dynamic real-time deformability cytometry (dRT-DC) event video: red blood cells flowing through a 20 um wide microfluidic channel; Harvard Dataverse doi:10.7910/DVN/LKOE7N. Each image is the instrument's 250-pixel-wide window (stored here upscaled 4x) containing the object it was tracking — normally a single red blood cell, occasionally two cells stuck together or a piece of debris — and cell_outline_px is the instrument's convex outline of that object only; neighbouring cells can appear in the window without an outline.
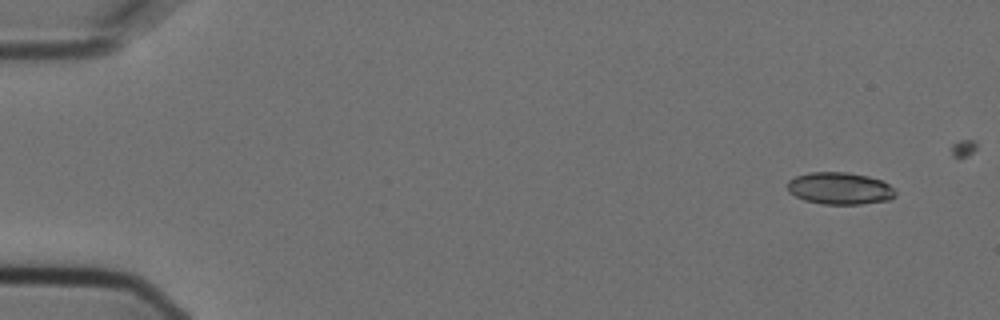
{"species": "Egyptian fruit bat (a non-hibernating species)", "species_latin": "Rousettus aegyptiacus", "temperature_condition": "cold", "stored_images_in_passage": 4, "camera_frame_rate_fps": 3000, "um_per_image_px": 0.085, "animal": {"sex": "female"}, "frame": {"image": 1, "passage_image": 1, "time_ms": 0.0, "image_size_px": [1000, 320], "cell_outline_px": [[896, 196], [892, 200], [860, 204], [820, 204], [804, 200], [788, 192], [788, 180], [796, 176], [808, 172], [848, 172], [868, 176], [880, 180], [888, 184], [896, 192]], "centroid_in_image_um": [71.38, 16.01], "position_along_channel_um": 13.6, "area_um2": 20.35}}
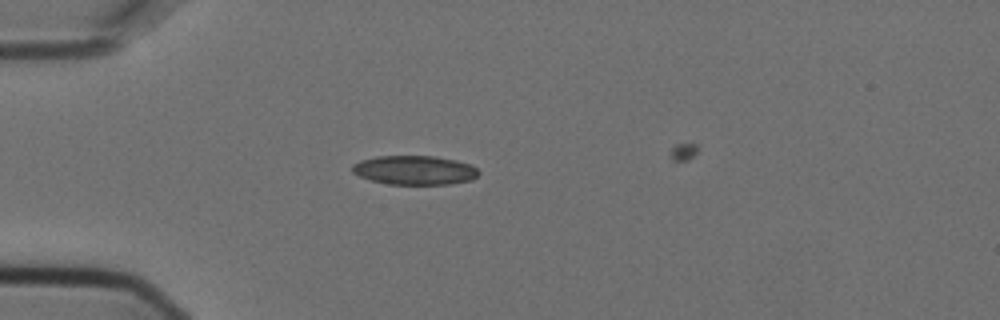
{"frame": {"image": 2, "passage_image": 4, "time_ms": 1.0, "image_size_px": [1000, 320], "cell_outline_px": [[480, 172], [472, 180], [448, 184], [388, 184], [372, 180], [360, 176], [352, 172], [352, 164], [360, 160], [376, 156], [436, 156], [456, 160], [468, 164], [476, 168]], "centroid_in_image_um": [35.23, 14.46], "position_along_channel_um": 49.8, "area_um2": 21.39}}